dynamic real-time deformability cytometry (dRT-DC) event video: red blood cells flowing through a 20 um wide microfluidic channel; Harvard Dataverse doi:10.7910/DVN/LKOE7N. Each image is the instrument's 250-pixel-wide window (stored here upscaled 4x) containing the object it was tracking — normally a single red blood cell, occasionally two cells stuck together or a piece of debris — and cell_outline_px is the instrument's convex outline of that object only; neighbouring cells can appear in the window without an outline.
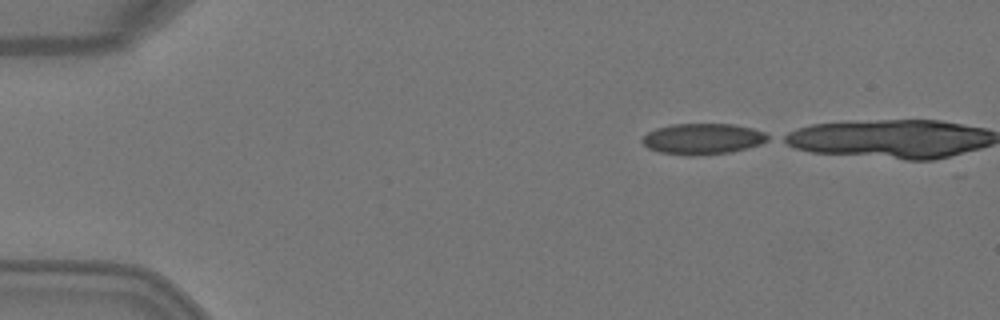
{"species": "Egyptian fruit bat (a non-hibernating species)", "species_latin": "Rousettus aegyptiacus", "temperature_condition": "warm", "stored_images_in_passage": 3, "camera_frame_rate_fps": 3000, "um_per_image_px": 0.085, "animal": {"sex": "female"}, "frame": {"image": 1, "passage_image": 1, "time_ms": 0.0, "image_size_px": [1000, 320], "cell_outline_px": [[772, 136], [768, 140], [760, 144], [748, 148], [732, 152], [660, 152], [648, 148], [640, 140], [648, 132], [656, 128], [672, 124], [732, 124], [752, 128], [764, 132]], "centroid_in_image_um": [59.79, 11.74], "position_along_channel_um": 25.2, "area_um2": 21.68}}